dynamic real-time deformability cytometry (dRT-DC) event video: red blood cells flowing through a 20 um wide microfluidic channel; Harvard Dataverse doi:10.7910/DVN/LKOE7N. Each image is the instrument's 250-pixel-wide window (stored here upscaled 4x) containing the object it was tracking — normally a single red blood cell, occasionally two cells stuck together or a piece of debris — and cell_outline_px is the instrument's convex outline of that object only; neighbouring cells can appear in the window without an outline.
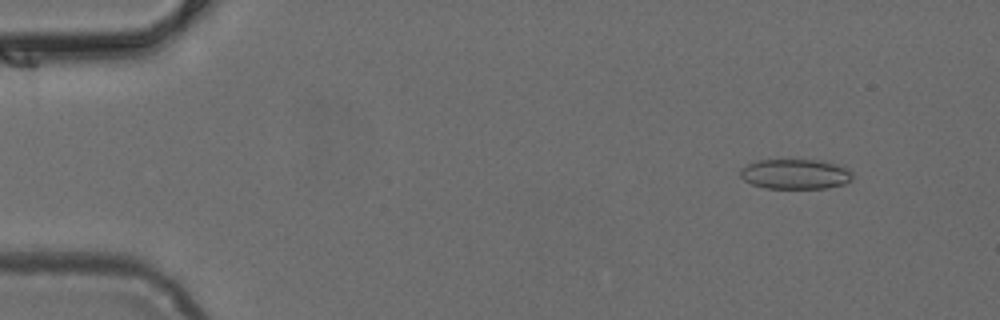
{"species": "common noctule bat (a hibernating species)", "species_latin": "Nyctalus noctula", "temperature_condition": "cold", "stored_images_in_passage": 46, "camera_frame_rate_fps": 3000, "um_per_image_px": 0.085, "animal": {"sex": "female", "body_mass_g": 24.6, "forearm_length_mm": 56.2}, "frame": {"image": 1, "passage_image": 1, "time_ms": 0.0, "image_size_px": [1000, 320], "cell_outline_px": [[852, 180], [844, 184], [828, 188], [764, 188], [752, 184], [744, 180], [740, 176], [740, 168], [756, 160], [780, 156], [820, 160], [848, 168], [852, 172]], "centroid_in_image_um": [67.56, 14.74], "position_along_channel_um": 17.4, "area_um2": 20.63}}
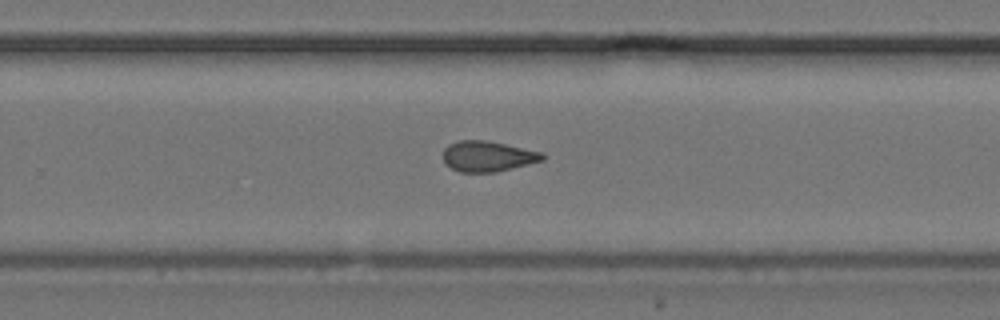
{"frame": {"image": 2, "passage_image": 28, "time_ms": 9.0, "image_size_px": [1000, 320], "cell_outline_px": [[544, 160], [496, 172], [460, 172], [444, 164], [444, 148], [448, 144], [460, 140], [484, 140], [544, 152]], "centroid_in_image_um": [41.45, 13.28], "position_along_channel_um": 288.4, "area_um2": 17.63}}
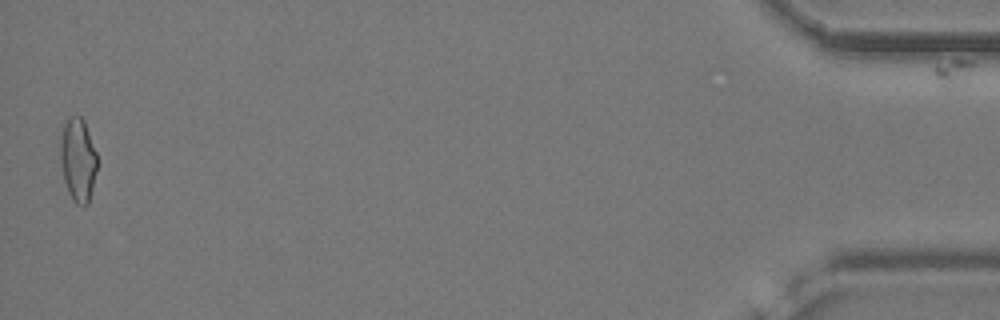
{"frame": {"image": 3, "passage_image": 45, "time_ms": 14.667, "image_size_px": [1000, 320], "cell_outline_px": [[96, 172], [88, 204], [76, 204], [72, 200], [68, 192], [64, 180], [60, 164], [60, 136], [64, 124], [72, 116], [80, 116], [84, 120], [96, 152]], "centroid_in_image_um": [6.6, 13.58], "position_along_channel_um": 428.6, "area_um2": 17.8}}